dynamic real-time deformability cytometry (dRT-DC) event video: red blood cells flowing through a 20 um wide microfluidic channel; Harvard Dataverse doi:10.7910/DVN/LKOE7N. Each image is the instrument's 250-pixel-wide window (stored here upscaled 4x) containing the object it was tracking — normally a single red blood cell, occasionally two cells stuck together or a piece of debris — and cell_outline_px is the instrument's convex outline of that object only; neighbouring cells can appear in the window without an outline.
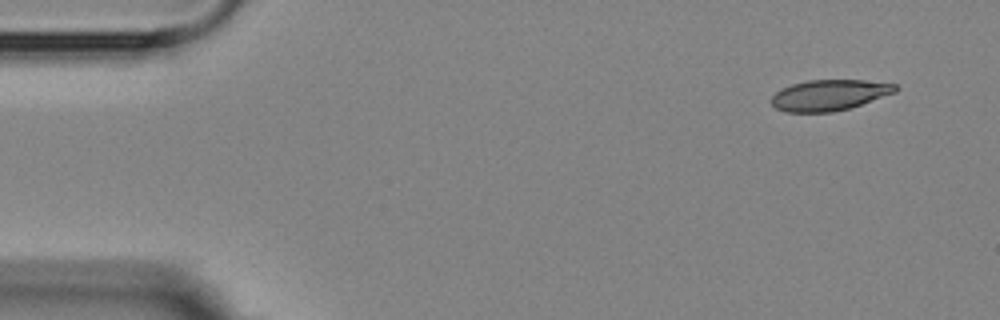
{"species": "Egyptian fruit bat (a non-hibernating species)", "species_latin": "Rousettus aegyptiacus", "temperature_condition": "room temperature", "stored_images_in_passage": 3, "camera_frame_rate_fps": 3000, "um_per_image_px": 0.085, "animal": {"sex": "female"}, "frame": {"image": 1, "passage_image": 1, "time_ms": 0.0, "image_size_px": [1000, 320], "cell_outline_px": [[900, 88], [896, 92], [848, 108], [832, 112], [784, 112], [776, 108], [772, 104], [772, 96], [780, 88], [792, 84], [808, 80], [864, 80], [896, 84]], "centroid_in_image_um": [70.48, 8.07], "position_along_channel_um": 14.5, "area_um2": 22.2}}